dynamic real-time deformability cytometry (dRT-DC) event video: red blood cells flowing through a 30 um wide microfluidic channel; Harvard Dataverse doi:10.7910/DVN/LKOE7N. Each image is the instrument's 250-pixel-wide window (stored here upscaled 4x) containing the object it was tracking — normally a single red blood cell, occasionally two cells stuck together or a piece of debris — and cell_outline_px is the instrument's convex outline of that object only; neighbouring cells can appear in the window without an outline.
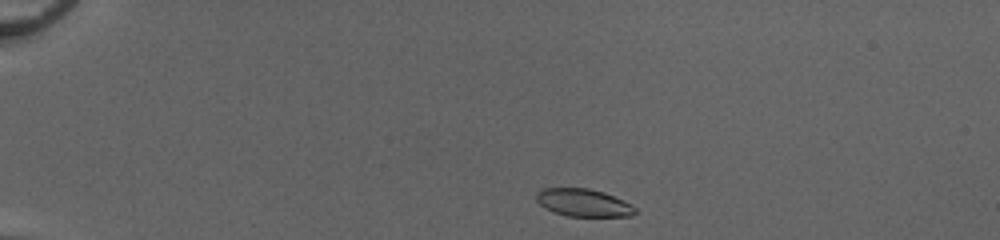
{"species": "common noctule bat (a hibernating species)", "species_latin": "Nyctalus noctula", "temperature_condition": "cold", "stored_images_in_passage": 41, "camera_frame_rate_fps": 3000, "um_per_image_px": 0.085, "animal": {"sex": "female", "body_mass_g": 20.0, "forearm_length_mm": 54.0}, "frame": {"image": 1, "passage_image": 1, "time_ms": 0.0, "image_size_px": [1000, 240], "cell_outline_px": [[636, 212], [632, 216], [568, 216], [552, 212], [544, 208], [536, 200], [536, 192], [540, 188], [588, 188], [604, 192], [624, 200], [636, 208]], "centroid_in_image_um": [49.56, 17.22], "position_along_channel_um": 35.4, "area_um2": 16.07}}
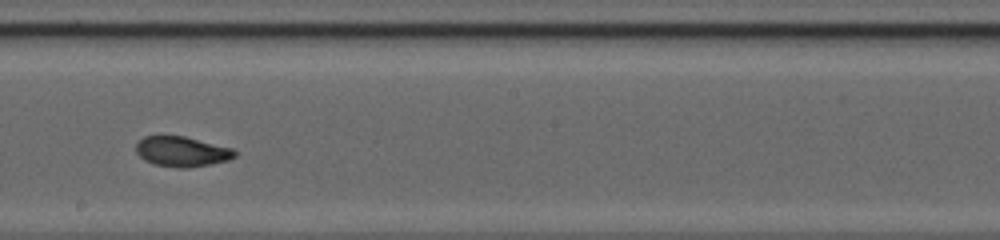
{"frame": {"image": 2, "passage_image": 21, "time_ms": 6.667, "image_size_px": [1000, 240], "cell_outline_px": [[236, 156], [228, 160], [212, 164], [188, 168], [176, 168], [152, 164], [144, 160], [136, 152], [136, 144], [144, 136], [184, 136], [232, 148], [236, 152]], "centroid_in_image_um": [15.45, 12.9], "position_along_channel_um": 232.7, "area_um2": 17.4}}
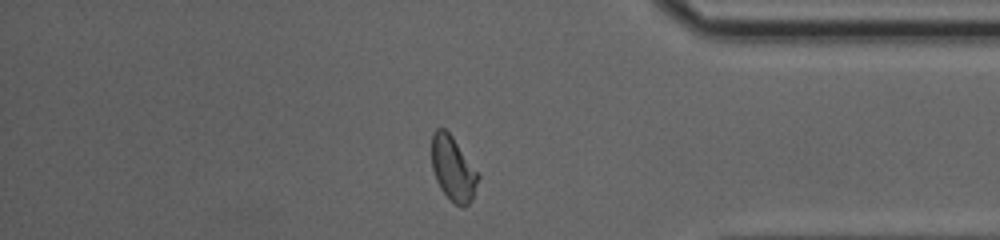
{"frame": {"image": 3, "passage_image": 34, "time_ms": 11.0, "image_size_px": [1000, 240], "cell_outline_px": [[480, 176], [472, 200], [464, 208], [460, 208], [440, 188], [436, 180], [432, 168], [432, 132], [436, 128], [444, 128], [452, 136]], "centroid_in_image_um": [38.5, 14.34], "position_along_channel_um": 396.7, "area_um2": 17.28}, "authors_computed_cell_mechanics": {"area_um2": 17.2822, "velocity_mm_per_s": 4.1223, "shape_relaxation_time_tau1_ms": 4.0856, "shape_relaxation_time_tau2_ms": 1.4076, "deformation_change_tau1": 0.171, "deformation_change_tau2": 0.0599}}